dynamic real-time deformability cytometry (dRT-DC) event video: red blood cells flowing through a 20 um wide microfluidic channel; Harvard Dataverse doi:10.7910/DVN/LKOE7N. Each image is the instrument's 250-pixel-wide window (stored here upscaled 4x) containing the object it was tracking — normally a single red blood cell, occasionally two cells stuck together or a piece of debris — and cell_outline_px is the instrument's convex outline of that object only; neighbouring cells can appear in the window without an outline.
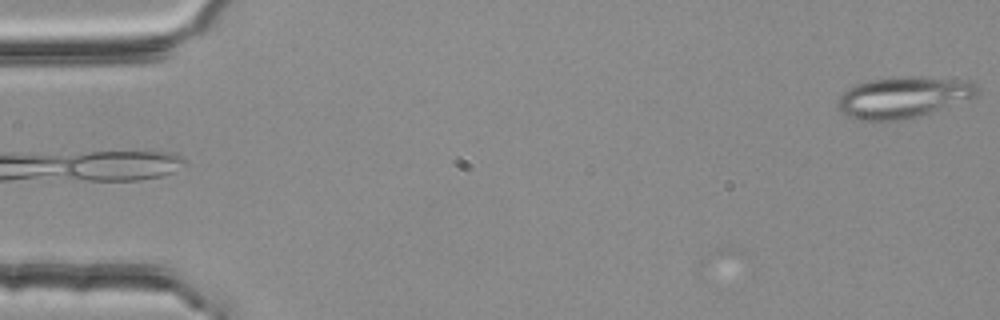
{"species": "common noctule bat (a hibernating species)", "species_latin": "Nyctalus noctula", "temperature_condition": "room temperature", "stored_images_in_passage": 3, "camera_frame_rate_fps": 3000, "um_per_image_px": 0.085, "animal": {"sex": "female", "body_mass_g": 25.1}, "frame": {"image": 1, "passage_image": 3, "time_ms": 0.667, "image_size_px": [1000, 320], "cell_outline_px": [[980, 96], [920, 116], [904, 120], [864, 120], [848, 116], [836, 104], [840, 96], [848, 88], [856, 84], [868, 80], [896, 76], [912, 76], [952, 80], [976, 84], [980, 88]], "centroid_in_image_um": [76.8, 8.27], "position_along_channel_um": 8.2, "area_um2": 33.35}}